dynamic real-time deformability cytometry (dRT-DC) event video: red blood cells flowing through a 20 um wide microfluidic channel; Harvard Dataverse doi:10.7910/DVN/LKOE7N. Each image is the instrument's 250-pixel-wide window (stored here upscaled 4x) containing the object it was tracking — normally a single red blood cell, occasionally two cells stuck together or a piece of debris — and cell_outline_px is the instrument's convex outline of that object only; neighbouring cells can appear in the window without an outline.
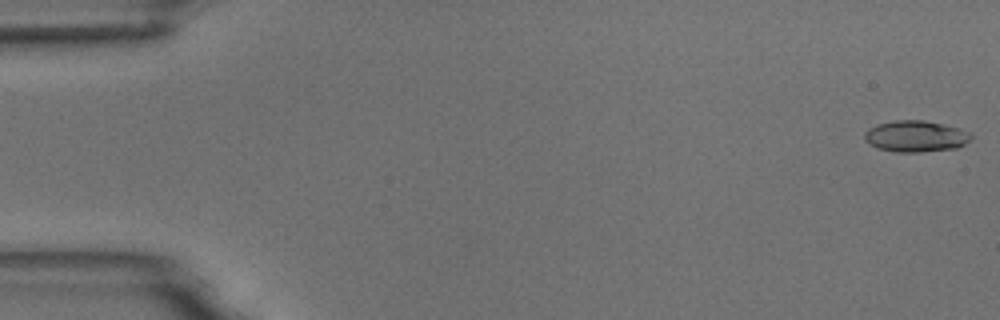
{"species": "common noctule bat (a hibernating species)", "species_latin": "Nyctalus noctula", "temperature_condition": "room temperature", "stored_images_in_passage": 7, "camera_frame_rate_fps": 3000, "um_per_image_px": 0.085, "animal": {"sex": "male", "body_mass_g": 18.8}, "frame": {"image": 1, "passage_image": 1, "time_ms": 0.0, "image_size_px": [1000, 320], "cell_outline_px": [[972, 140], [956, 148], [920, 152], [896, 152], [880, 148], [868, 144], [864, 140], [864, 132], [868, 128], [876, 124], [896, 120], [924, 120], [960, 128], [972, 132]], "centroid_in_image_um": [77.84, 11.58], "position_along_channel_um": 7.2, "area_um2": 19.65}}
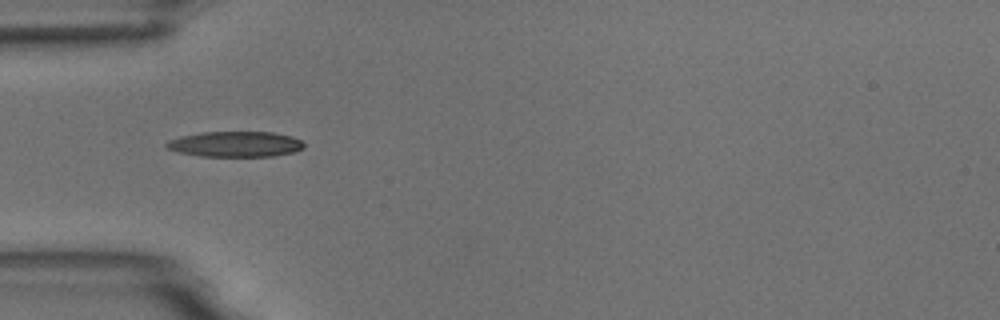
{"frame": {"image": 2, "passage_image": 5, "time_ms": 5.333, "image_size_px": [1000, 320], "cell_outline_px": [[304, 148], [296, 152], [272, 156], [200, 156], [176, 152], [164, 148], [164, 144], [168, 140], [180, 136], [204, 132], [272, 132], [292, 136], [300, 140], [304, 144]], "centroid_in_image_um": [19.97, 12.25], "position_along_channel_um": 65.0, "area_um2": 20.63}}